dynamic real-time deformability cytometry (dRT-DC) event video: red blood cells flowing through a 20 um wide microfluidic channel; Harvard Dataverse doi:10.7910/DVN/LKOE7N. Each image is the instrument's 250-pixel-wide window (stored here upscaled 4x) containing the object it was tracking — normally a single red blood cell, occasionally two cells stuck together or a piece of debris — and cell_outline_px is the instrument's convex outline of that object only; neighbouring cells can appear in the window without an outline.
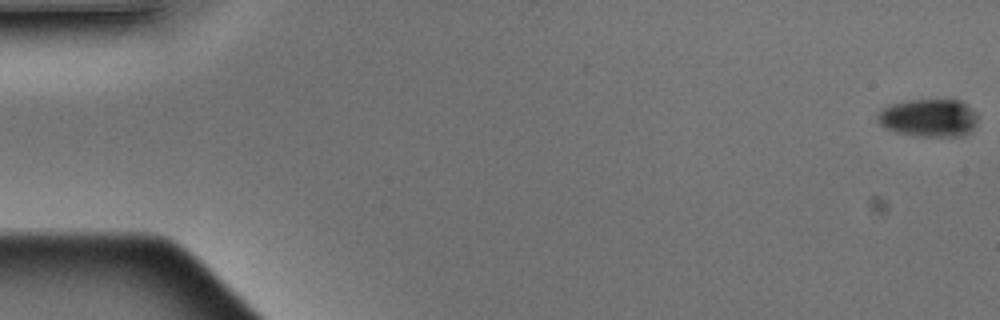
{"species": "Egyptian fruit bat (a non-hibernating species)", "species_latin": "Rousettus aegyptiacus", "temperature_condition": "warm", "stored_images_in_passage": 2, "camera_frame_rate_fps": 3000, "um_per_image_px": 0.085, "animal": {"sex": "male"}, "frame": {"image": 1, "passage_image": 2, "time_ms": 0.333, "image_size_px": [1000, 320], "cell_outline_px": [[980, 116], [976, 124], [964, 136], [916, 136], [896, 132], [884, 128], [876, 120], [876, 116], [884, 108], [892, 104], [908, 100], [960, 100], [972, 108]], "centroid_in_image_um": [78.96, 10.02], "position_along_channel_um": 6.0, "area_um2": 22.25}}